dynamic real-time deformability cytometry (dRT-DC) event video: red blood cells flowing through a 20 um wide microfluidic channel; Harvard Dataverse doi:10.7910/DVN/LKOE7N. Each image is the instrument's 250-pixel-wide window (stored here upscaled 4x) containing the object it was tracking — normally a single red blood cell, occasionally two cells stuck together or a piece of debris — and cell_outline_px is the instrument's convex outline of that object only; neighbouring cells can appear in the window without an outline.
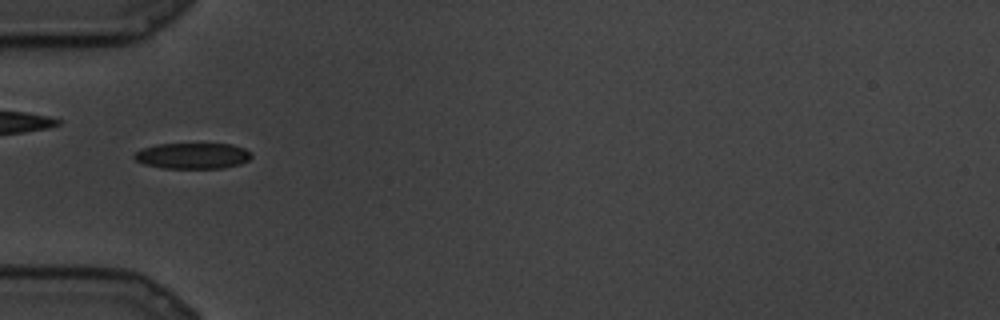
{"species": "common noctule bat (a hibernating species)", "species_latin": "Nyctalus noctula", "temperature_condition": "cold", "stored_images_in_passage": 60, "camera_frame_rate_fps": 3000, "um_per_image_px": 0.085, "animal": {"sex": "male", "body_mass_g": 19.5, "forearm_length_mm": 54.6}, "frame": {"image": 1, "passage_image": 1, "time_ms": 0.0, "image_size_px": [1000, 320], "cell_outline_px": [[252, 156], [248, 160], [240, 164], [224, 168], [164, 168], [144, 164], [136, 160], [132, 156], [140, 148], [156, 144], [232, 144], [244, 148], [252, 152]], "centroid_in_image_um": [16.37, 13.24], "position_along_channel_um": 68.6, "area_um2": 17.8}}